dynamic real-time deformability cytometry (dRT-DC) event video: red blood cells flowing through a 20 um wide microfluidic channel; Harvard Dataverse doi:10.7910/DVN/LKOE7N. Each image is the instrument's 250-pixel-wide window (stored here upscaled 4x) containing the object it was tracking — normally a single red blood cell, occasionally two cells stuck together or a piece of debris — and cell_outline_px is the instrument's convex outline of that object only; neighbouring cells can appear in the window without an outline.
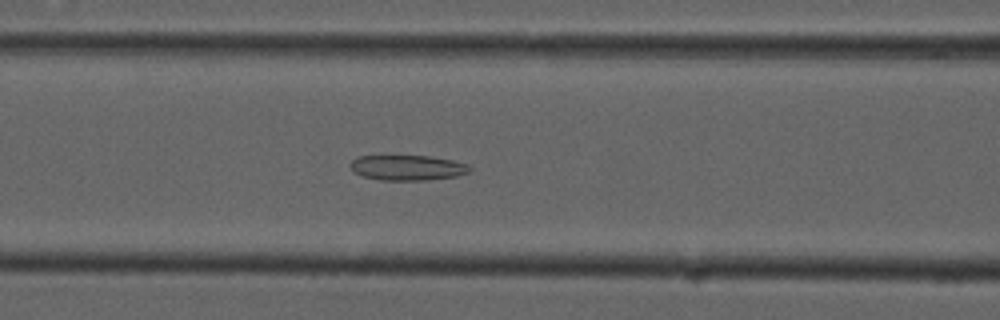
{"species": "common noctule bat (a hibernating species)", "species_latin": "Nyctalus noctula", "temperature_condition": "cold", "stored_images_in_passage": 44, "camera_frame_rate_fps": 3000, "um_per_image_px": 0.085, "animal": {"sex": "male", "forearm_length_mm": 52.5}, "frame": {"image": 1, "passage_image": 19, "time_ms": 6.0, "image_size_px": [1000, 320], "cell_outline_px": [[472, 168], [468, 172], [456, 176], [428, 180], [380, 180], [364, 176], [352, 172], [348, 164], [352, 160], [360, 156], [428, 156], [452, 160], [468, 164]], "centroid_in_image_um": [34.61, 14.25], "position_along_channel_um": 132.0, "area_um2": 17.57}}
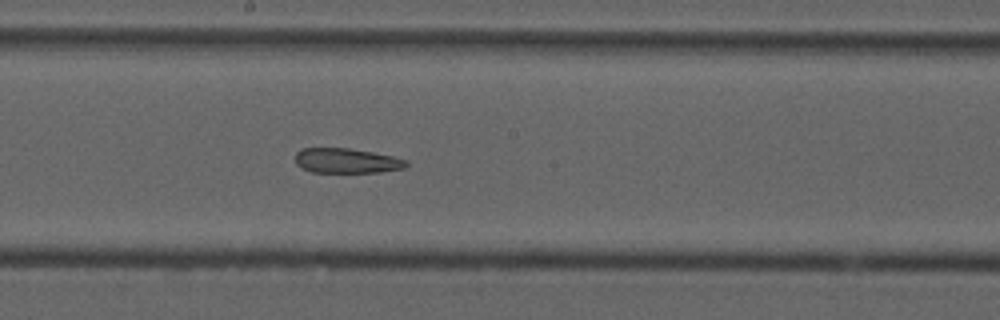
{"frame": {"image": 2, "passage_image": 26, "time_ms": 8.333, "image_size_px": [1000, 320], "cell_outline_px": [[408, 164], [404, 168], [380, 172], [312, 172], [300, 168], [296, 164], [296, 152], [300, 148], [348, 148], [372, 152], [392, 156], [408, 160]], "centroid_in_image_um": [29.44, 13.66], "position_along_channel_um": 218.8, "area_um2": 16.13}}
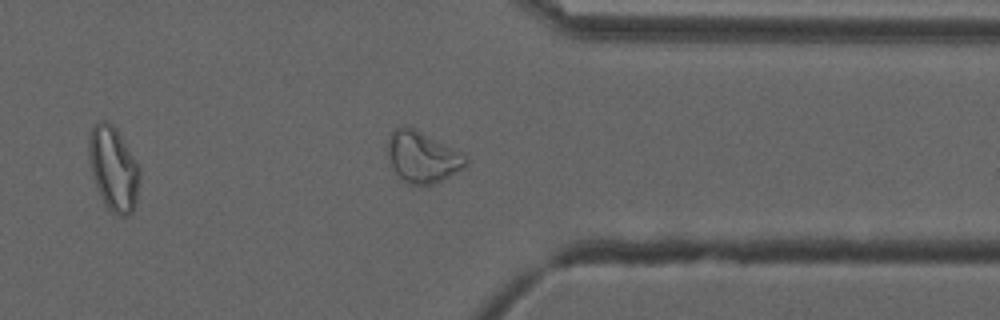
{"frame": {"image": 3, "passage_image": 39, "time_ms": 12.667, "image_size_px": [1000, 320], "cell_outline_px": [[468, 164], [464, 168], [432, 184], [408, 184], [400, 180], [388, 156], [388, 136], [396, 128], [408, 124], [468, 156]], "centroid_in_image_um": [35.9, 13.32], "position_along_channel_um": 375.5, "area_um2": 23.24}}